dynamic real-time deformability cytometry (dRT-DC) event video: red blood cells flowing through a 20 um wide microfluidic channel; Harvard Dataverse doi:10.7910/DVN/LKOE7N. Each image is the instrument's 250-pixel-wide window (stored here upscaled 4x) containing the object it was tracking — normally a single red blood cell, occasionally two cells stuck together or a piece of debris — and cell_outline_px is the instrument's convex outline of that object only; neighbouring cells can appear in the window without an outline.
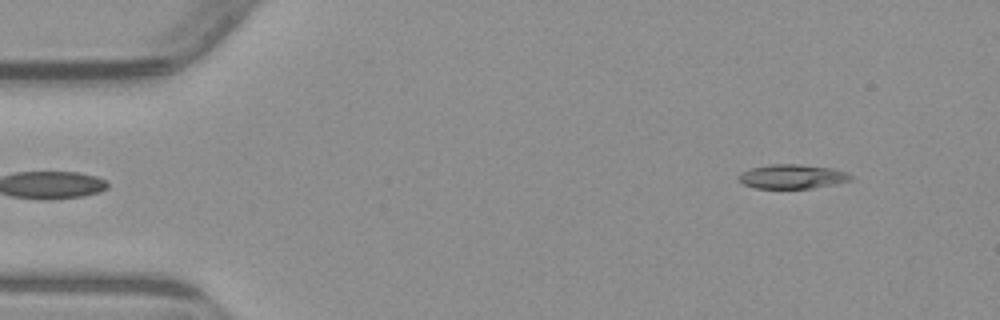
{"species": "common noctule bat (a hibernating species)", "species_latin": "Nyctalus noctula", "temperature_condition": "warm", "stored_images_in_passage": 5, "segment_of_instrument_passage": [2, 2], "camera_frame_rate_fps": 3000, "um_per_image_px": 0.085, "animal": {"sex": "male", "body_mass_g": 23.1, "forearm_length_mm": 52.7}, "frame": {"image": 1, "passage_image": 5, "time_ms": 5.667, "image_size_px": [1000, 320], "cell_outline_px": [[856, 176], [852, 180], [836, 184], [812, 188], [756, 188], [744, 184], [736, 176], [740, 172], [752, 168], [768, 164], [800, 164], [832, 168], [848, 172]], "centroid_in_image_um": [67.39, 15.0], "position_along_channel_um": 17.6, "area_um2": 16.07}}